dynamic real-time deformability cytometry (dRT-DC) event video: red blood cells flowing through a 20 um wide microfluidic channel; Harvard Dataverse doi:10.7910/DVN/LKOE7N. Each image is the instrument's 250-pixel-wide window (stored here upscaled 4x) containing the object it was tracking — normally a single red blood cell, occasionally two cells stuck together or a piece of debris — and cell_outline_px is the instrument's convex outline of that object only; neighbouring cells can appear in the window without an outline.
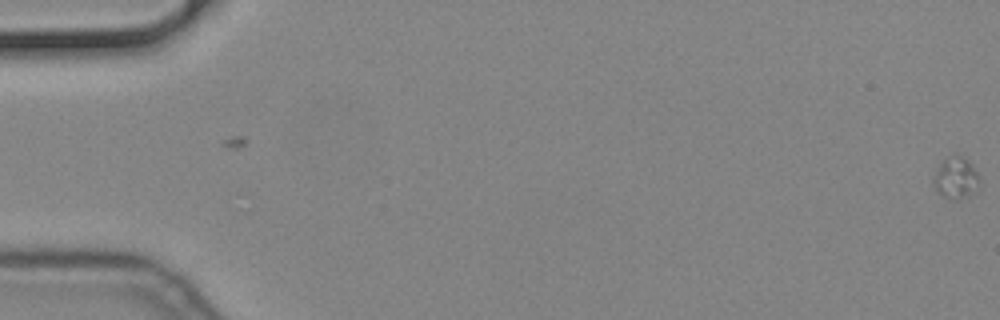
{"species": "common noctule bat (a hibernating species)", "species_latin": "Nyctalus noctula", "temperature_condition": "cold", "stored_images_in_passage": 3, "camera_frame_rate_fps": 3000, "um_per_image_px": 0.085, "animal": {"sex": "male", "body_mass_g": 19.2, "forearm_length_mm": 51.8}, "frame": {"image": 1, "passage_image": 3, "time_ms": 0.667, "image_size_px": [1000, 320], "cell_outline_px": [[976, 180], [968, 196], [960, 200], [948, 200], [940, 196], [936, 192], [936, 172], [940, 164], [944, 160], [956, 156], [960, 156], [976, 172]], "centroid_in_image_um": [81.16, 15.21], "position_along_channel_um": 3.8, "area_um2": 10.0}}